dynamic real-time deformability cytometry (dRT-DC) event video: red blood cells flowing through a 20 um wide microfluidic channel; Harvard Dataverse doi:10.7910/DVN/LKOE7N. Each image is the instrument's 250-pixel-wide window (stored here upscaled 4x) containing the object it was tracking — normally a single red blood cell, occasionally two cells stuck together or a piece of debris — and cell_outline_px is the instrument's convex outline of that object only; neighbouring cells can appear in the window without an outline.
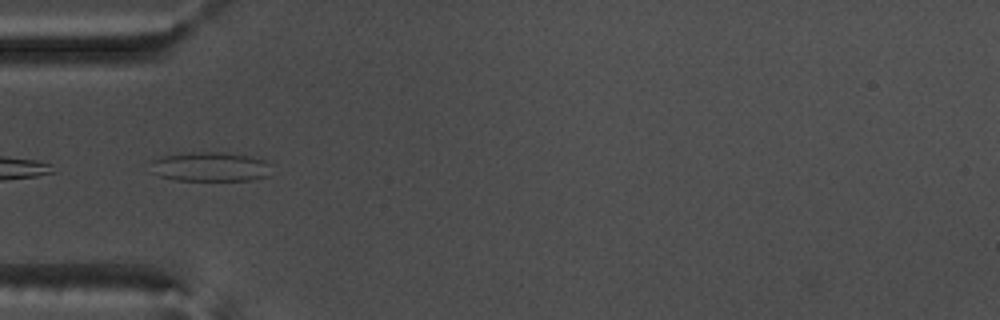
{"species": "common noctule bat (a hibernating species)", "species_latin": "Nyctalus noctula", "temperature_condition": "warm", "stored_images_in_passage": 16, "camera_frame_rate_fps": 3000, "um_per_image_px": 0.085, "animal": {"sex": "male", "body_mass_g": 17.5, "forearm_length_mm": 52.3}, "frame": {"image": 1, "passage_image": 14, "time_ms": 4.333, "image_size_px": [1000, 320], "cell_outline_px": [[272, 164], [268, 176], [252, 180], [176, 180], [160, 176], [152, 172], [152, 160], [164, 156], [192, 152], [224, 152], [248, 156], [264, 160]], "centroid_in_image_um": [17.91, 14.18], "position_along_channel_um": 67.1, "area_um2": 20.63}}